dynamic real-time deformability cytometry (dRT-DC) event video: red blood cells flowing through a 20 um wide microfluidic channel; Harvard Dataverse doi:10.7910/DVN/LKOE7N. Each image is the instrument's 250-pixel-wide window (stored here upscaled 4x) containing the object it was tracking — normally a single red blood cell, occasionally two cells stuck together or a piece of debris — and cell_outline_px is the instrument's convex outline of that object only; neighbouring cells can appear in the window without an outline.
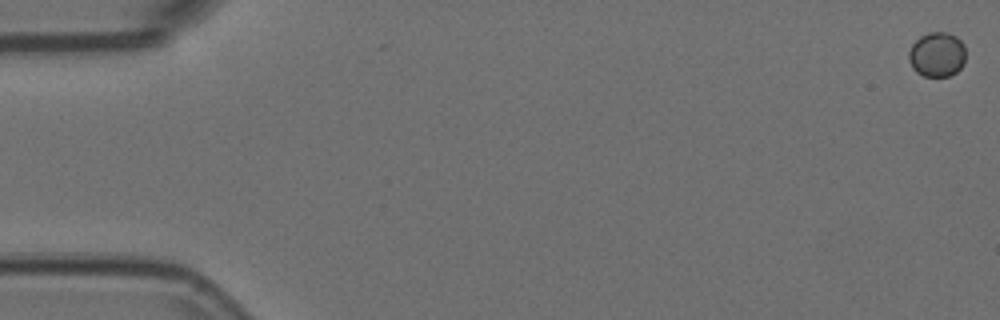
{"species": "Egyptian fruit bat (a non-hibernating species)", "species_latin": "Rousettus aegyptiacus", "temperature_condition": "room temperature", "stored_images_in_passage": 5, "camera_frame_rate_fps": 3000, "um_per_image_px": 0.085, "animal": {"sex": "female"}, "frame": {"image": 1, "passage_image": 1, "time_ms": 0.0, "image_size_px": [1000, 320], "cell_outline_px": [[964, 64], [956, 72], [948, 76], [924, 76], [916, 72], [912, 68], [908, 60], [908, 52], [912, 44], [920, 36], [928, 32], [948, 32], [956, 36], [964, 44]], "centroid_in_image_um": [79.62, 4.62], "position_along_channel_um": 5.4, "area_um2": 14.97}}
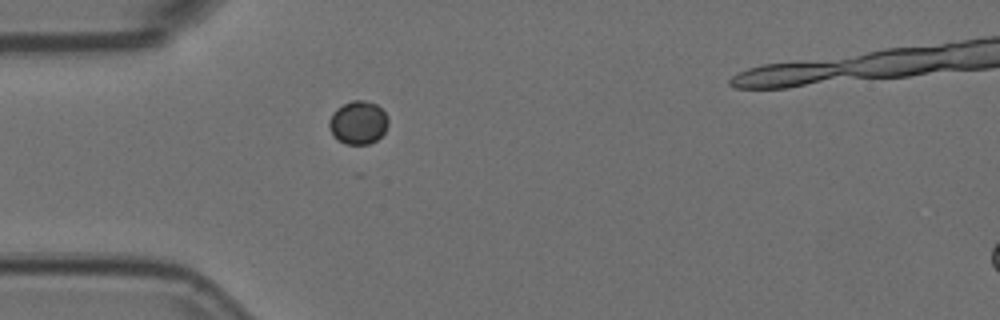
{"frame": {"image": 2, "passage_image": 5, "time_ms": 1.333, "image_size_px": [1000, 320], "cell_outline_px": [[388, 124], [384, 132], [376, 140], [368, 144], [344, 144], [332, 136], [328, 124], [328, 120], [332, 112], [336, 108], [352, 100], [364, 100], [376, 104], [388, 116]], "centroid_in_image_um": [30.41, 10.42], "position_along_channel_um": 54.6, "area_um2": 15.03}}